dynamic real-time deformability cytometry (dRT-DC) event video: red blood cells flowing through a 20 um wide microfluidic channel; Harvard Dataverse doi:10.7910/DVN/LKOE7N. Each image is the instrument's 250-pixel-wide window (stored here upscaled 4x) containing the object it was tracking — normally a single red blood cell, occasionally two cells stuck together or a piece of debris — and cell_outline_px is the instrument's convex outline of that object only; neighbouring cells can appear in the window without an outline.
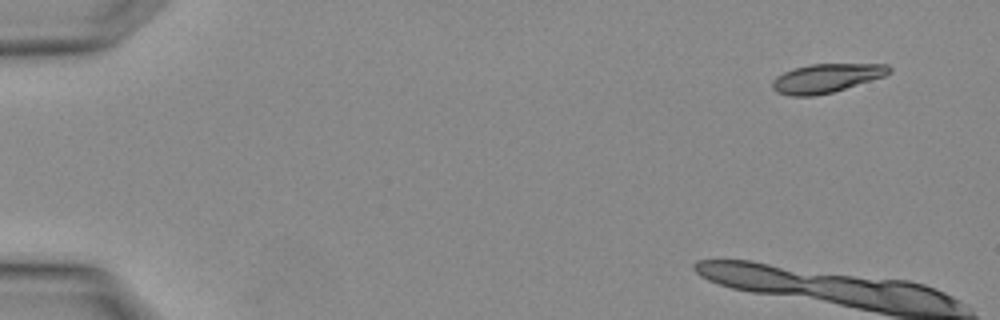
{"species": "Egyptian fruit bat (a non-hibernating species)", "species_latin": "Rousettus aegyptiacus", "temperature_condition": "warm", "stored_images_in_passage": 4, "camera_frame_rate_fps": 3000, "um_per_image_px": 0.085, "animal": {"sex": "female"}, "frame": {"image": 1, "passage_image": 1, "time_ms": 0.0, "image_size_px": [1000, 320], "cell_outline_px": [[892, 72], [884, 76], [832, 92], [812, 96], [792, 96], [776, 92], [772, 88], [772, 80], [776, 76], [792, 68], [808, 64], [888, 64], [892, 68]], "centroid_in_image_um": [70.21, 6.63], "position_along_channel_um": 14.8, "area_um2": 19.65}}